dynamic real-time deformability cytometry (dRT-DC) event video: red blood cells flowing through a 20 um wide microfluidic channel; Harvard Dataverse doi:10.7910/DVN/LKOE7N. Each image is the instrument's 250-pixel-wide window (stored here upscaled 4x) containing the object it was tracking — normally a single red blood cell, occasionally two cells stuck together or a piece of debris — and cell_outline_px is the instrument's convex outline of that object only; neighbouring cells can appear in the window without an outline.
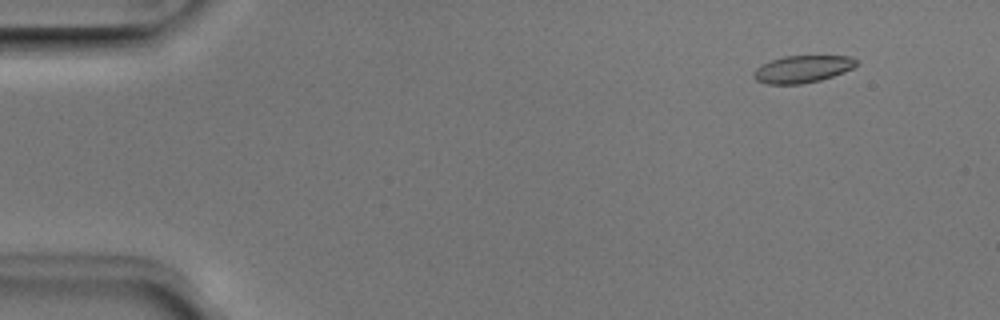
{"species": "Egyptian fruit bat (a non-hibernating species)", "species_latin": "Rousettus aegyptiacus", "temperature_condition": "room temperature", "stored_images_in_passage": 52, "camera_frame_rate_fps": 3000, "um_per_image_px": 0.085, "animal": {"sex": "male"}, "frame": {"image": 1, "passage_image": 5, "time_ms": 1.333, "image_size_px": [1000, 320], "cell_outline_px": [[856, 64], [852, 68], [844, 72], [820, 80], [800, 84], [764, 84], [756, 80], [752, 76], [752, 72], [760, 64], [784, 56], [852, 56], [856, 60]], "centroid_in_image_um": [68.15, 5.87], "position_along_channel_um": 16.9, "area_um2": 16.3}}
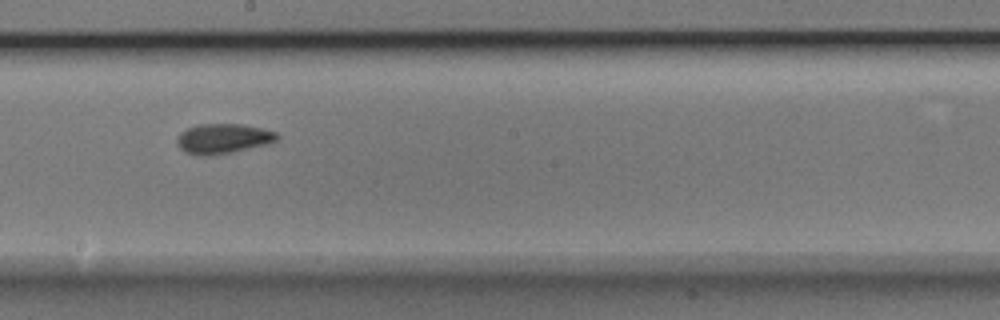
{"frame": {"image": 2, "passage_image": 29, "time_ms": 9.333, "image_size_px": [1000, 320], "cell_outline_px": [[280, 136], [276, 140], [264, 144], [216, 156], [196, 156], [184, 152], [176, 144], [176, 140], [180, 132], [196, 124], [244, 124], [276, 132]], "centroid_in_image_um": [18.89, 11.79], "position_along_channel_um": 229.3, "area_um2": 17.57}}
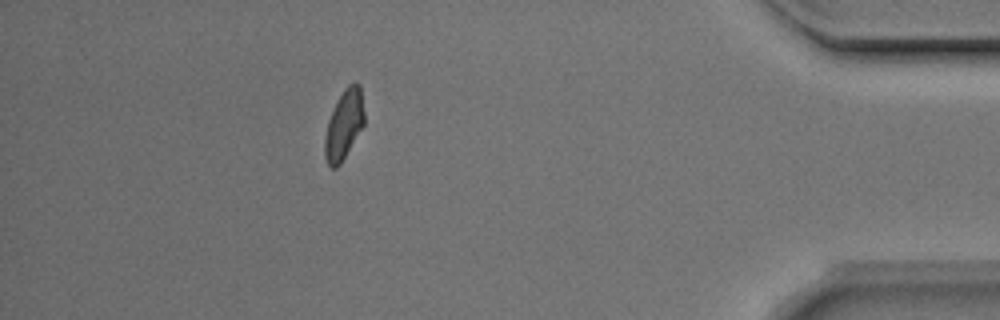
{"frame": {"image": 3, "passage_image": 46, "time_ms": 15.0, "image_size_px": [1000, 320], "cell_outline_px": [[364, 124], [340, 164], [336, 168], [332, 168], [328, 164], [324, 156], [324, 136], [328, 120], [344, 88], [348, 84], [356, 80], [360, 84], [364, 112]], "centroid_in_image_um": [29.23, 10.58], "position_along_channel_um": 406.0, "area_um2": 15.9}, "authors_computed_cell_mechanics": {"area_um2": 16.5308, "velocity_mm_per_s": 3.9569, "shape_relaxation_time_tau1_ms": 3.9026, "shape_relaxation_time_tau2_ms": 3.9996, "deformation_change_tau1": 0.1374, "deformation_change_tau2": 0.0687}}